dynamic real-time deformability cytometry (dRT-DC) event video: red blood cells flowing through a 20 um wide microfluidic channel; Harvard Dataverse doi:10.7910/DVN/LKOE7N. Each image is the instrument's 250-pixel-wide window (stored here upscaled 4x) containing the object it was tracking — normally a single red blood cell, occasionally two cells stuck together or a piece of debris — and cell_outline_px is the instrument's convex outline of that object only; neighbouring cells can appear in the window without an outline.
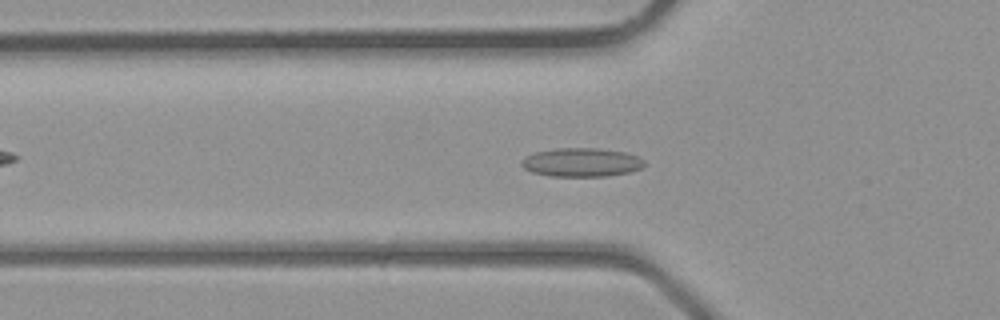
{"species": "common noctule bat (a hibernating species)", "species_latin": "Nyctalus noctula", "temperature_condition": "room temperature", "stored_images_in_passage": 39, "camera_frame_rate_fps": 3000, "um_per_image_px": 0.085, "animal": {"sex": "male", "body_mass_g": 23.1, "forearm_length_mm": 52.7}, "frame": {"image": 1, "passage_image": 13, "time_ms": 4.0, "image_size_px": [1000, 320], "cell_outline_px": [[644, 164], [640, 168], [632, 172], [604, 176], [552, 176], [532, 172], [524, 168], [520, 164], [520, 160], [536, 152], [556, 148], [596, 148], [628, 152], [644, 160]], "centroid_in_image_um": [49.43, 13.79], "position_along_channel_um": 76.4, "area_um2": 20.52}}
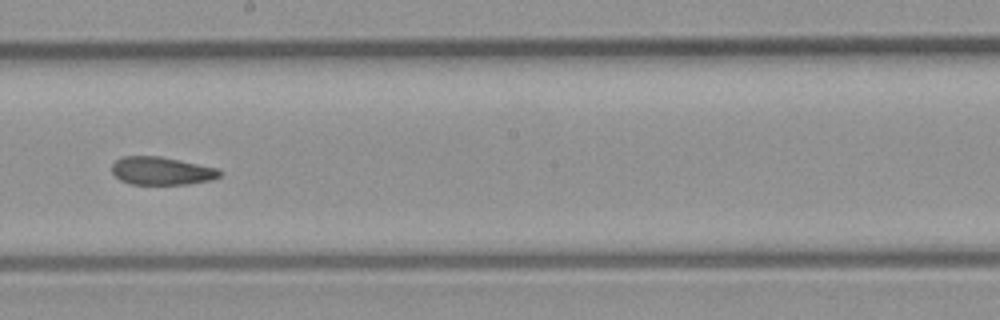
{"frame": {"image": 2, "passage_image": 22, "time_ms": 7.0, "image_size_px": [1000, 320], "cell_outline_px": [[224, 172], [220, 176], [212, 180], [188, 184], [132, 184], [120, 180], [112, 172], [112, 164], [116, 160], [124, 156], [160, 156], [216, 168]], "centroid_in_image_um": [13.74, 14.53], "position_along_channel_um": 234.5, "area_um2": 17.51}}
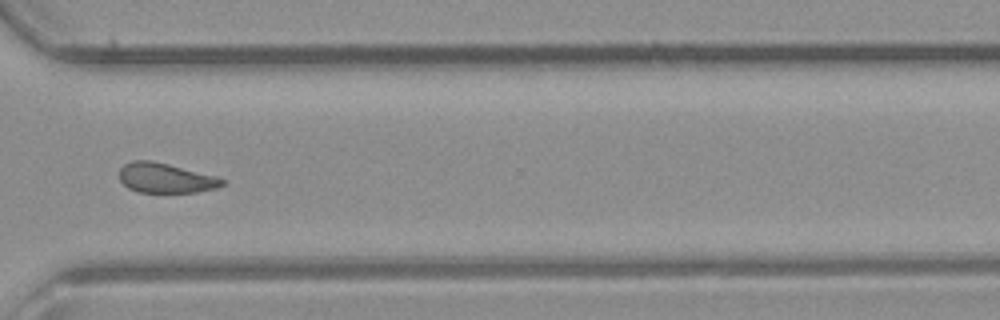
{"frame": {"image": 3, "passage_image": 29, "time_ms": 9.333, "image_size_px": [1000, 320], "cell_outline_px": [[224, 184], [216, 188], [196, 192], [136, 192], [128, 188], [120, 180], [120, 168], [124, 164], [132, 160], [152, 160], [216, 176], [224, 180]], "centroid_in_image_um": [14.05, 15.13], "position_along_channel_um": 356.6, "area_um2": 17.8}}